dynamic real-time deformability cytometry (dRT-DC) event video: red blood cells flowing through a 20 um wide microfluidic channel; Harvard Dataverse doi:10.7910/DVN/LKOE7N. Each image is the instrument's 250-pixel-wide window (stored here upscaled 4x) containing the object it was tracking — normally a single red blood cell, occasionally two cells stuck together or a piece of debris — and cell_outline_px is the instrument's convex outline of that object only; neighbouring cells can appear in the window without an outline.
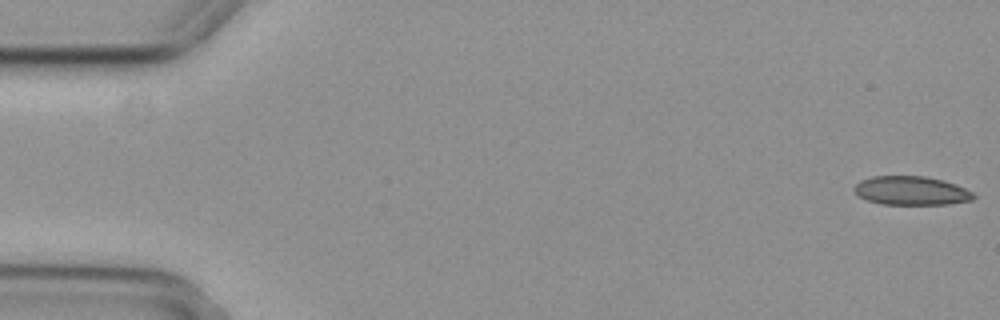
{"species": "common noctule bat (a hibernating species)", "species_latin": "Nyctalus noctula", "temperature_condition": "cold", "stored_images_in_passage": 4, "camera_frame_rate_fps": 3000, "um_per_image_px": 0.085, "animal": {"sex": "female", "body_mass_g": 29.2, "forearm_length_mm": 56.3}, "frame": {"image": 1, "passage_image": 1, "time_ms": 0.0, "image_size_px": [1000, 320], "cell_outline_px": [[976, 196], [972, 200], [948, 204], [880, 204], [868, 200], [860, 196], [852, 188], [860, 180], [872, 176], [924, 176], [944, 180], [956, 184], [972, 192]], "centroid_in_image_um": [77.46, 16.2], "position_along_channel_um": 7.5, "area_um2": 20.0}}